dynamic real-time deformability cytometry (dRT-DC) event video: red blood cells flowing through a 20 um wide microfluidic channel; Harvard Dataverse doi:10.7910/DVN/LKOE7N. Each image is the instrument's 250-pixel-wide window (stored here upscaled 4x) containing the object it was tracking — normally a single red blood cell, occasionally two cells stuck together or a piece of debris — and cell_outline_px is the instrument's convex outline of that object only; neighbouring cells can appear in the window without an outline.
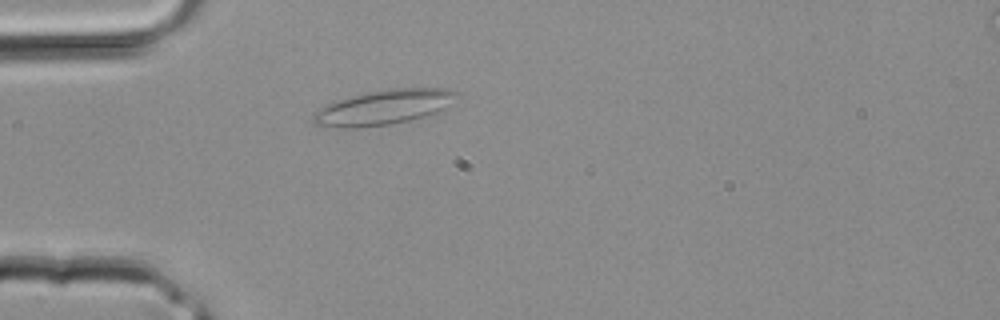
{"species": "common noctule bat (a hibernating species)", "species_latin": "Nyctalus noctula", "temperature_condition": "room temperature", "stored_images_in_passage": 2, "camera_frame_rate_fps": 3000, "um_per_image_px": 0.085, "animal": {"sex": "male", "body_mass_g": 20.4}, "frame": {"image": 1, "passage_image": 2, "time_ms": 0.333, "image_size_px": [1000, 320], "cell_outline_px": [[456, 92], [444, 108], [436, 112], [424, 116], [408, 120], [388, 124], [356, 128], [336, 128], [312, 124], [312, 116], [320, 108], [328, 104], [340, 100], [372, 92], [396, 88], [448, 88]], "centroid_in_image_um": [32.54, 9.14], "position_along_channel_um": 52.5, "area_um2": 28.15}}